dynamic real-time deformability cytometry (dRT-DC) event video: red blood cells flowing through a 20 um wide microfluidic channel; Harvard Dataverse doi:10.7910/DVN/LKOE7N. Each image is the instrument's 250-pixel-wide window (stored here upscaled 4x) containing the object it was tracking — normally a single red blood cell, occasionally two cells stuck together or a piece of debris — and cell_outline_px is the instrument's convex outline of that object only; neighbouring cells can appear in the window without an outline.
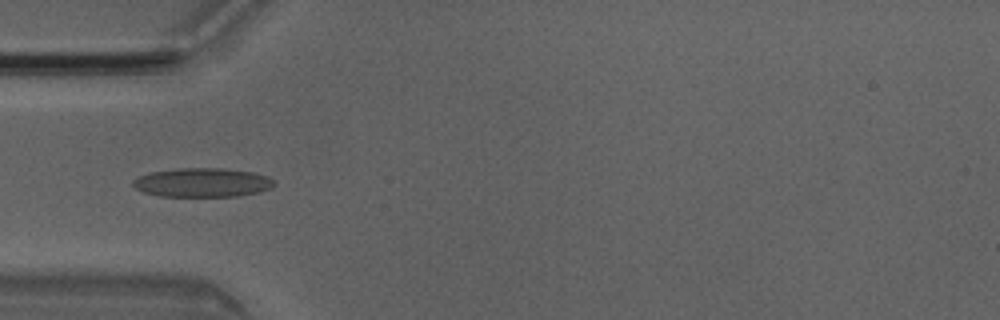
{"species": "Egyptian fruit bat (a non-hibernating species)", "species_latin": "Rousettus aegyptiacus", "temperature_condition": "room temperature", "stored_images_in_passage": 3, "camera_frame_rate_fps": 3000, "um_per_image_px": 0.085, "animal": {"sex": "male"}, "frame": {"image": 1, "passage_image": 3, "time_ms": 0.667, "image_size_px": [1000, 320], "cell_outline_px": [[276, 184], [272, 188], [260, 192], [240, 196], [160, 196], [144, 192], [136, 188], [132, 184], [132, 180], [136, 176], [148, 172], [176, 168], [224, 168], [252, 172], [268, 176]], "centroid_in_image_um": [17.19, 15.51], "position_along_channel_um": 67.8, "area_um2": 24.16}}